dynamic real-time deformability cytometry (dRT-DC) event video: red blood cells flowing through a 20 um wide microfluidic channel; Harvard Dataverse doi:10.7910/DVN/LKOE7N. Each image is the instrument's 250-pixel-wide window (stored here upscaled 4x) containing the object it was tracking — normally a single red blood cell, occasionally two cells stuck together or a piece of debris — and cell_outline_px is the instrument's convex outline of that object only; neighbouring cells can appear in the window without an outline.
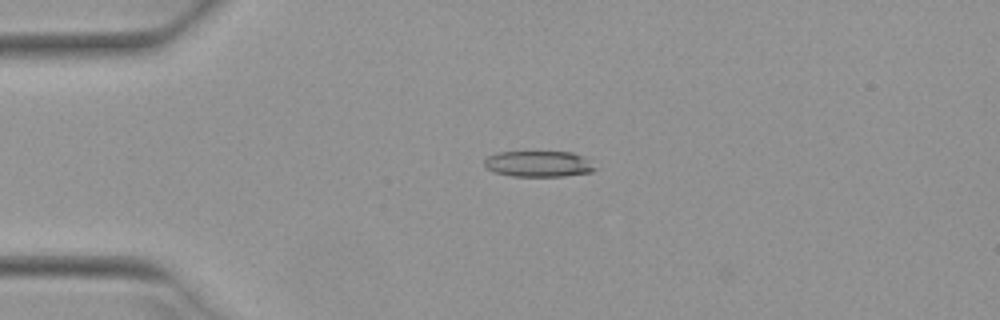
{"species": "Egyptian fruit bat (a non-hibernating species)", "species_latin": "Rousettus aegyptiacus", "temperature_condition": "warm", "stored_images_in_passage": 33, "camera_frame_rate_fps": 3000, "um_per_image_px": 0.085, "animal": {"sex": "female"}, "frame": {"image": 1, "passage_image": 3, "time_ms": 0.667, "image_size_px": [1000, 320], "cell_outline_px": [[596, 168], [592, 172], [564, 176], [512, 176], [496, 172], [488, 168], [484, 164], [484, 160], [488, 156], [496, 152], [572, 152], [584, 156]], "centroid_in_image_um": [45.79, 13.92], "position_along_channel_um": 39.2, "area_um2": 16.65}}
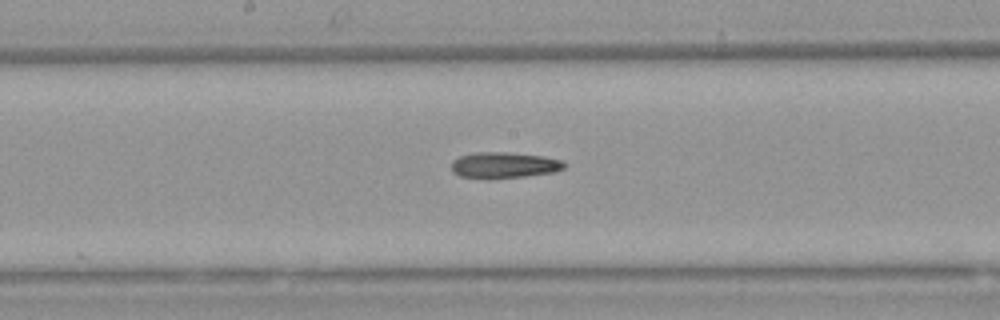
{"frame": {"image": 2, "passage_image": 18, "time_ms": 5.667, "image_size_px": [1000, 320], "cell_outline_px": [[568, 164], [564, 168], [552, 172], [524, 176], [488, 180], [460, 176], [452, 172], [452, 160], [460, 156], [476, 152], [504, 152], [544, 156], [560, 160]], "centroid_in_image_um": [42.81, 14.05], "position_along_channel_um": 205.4, "area_um2": 17.28}}
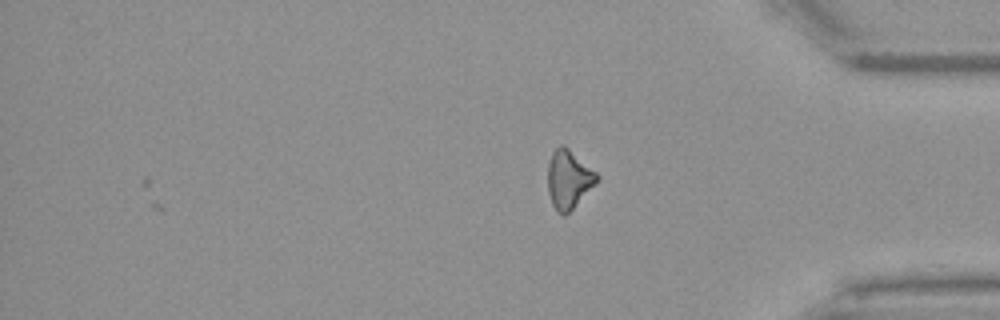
{"frame": {"image": 3, "passage_image": 33, "time_ms": 10.667, "image_size_px": [1000, 320], "cell_outline_px": [[600, 180], [564, 216], [560, 216], [556, 212], [552, 204], [548, 192], [548, 164], [552, 152], [560, 144], [564, 144], [596, 172], [600, 176]], "centroid_in_image_um": [48.33, 15.24], "position_along_channel_um": 386.9, "area_um2": 16.82}}